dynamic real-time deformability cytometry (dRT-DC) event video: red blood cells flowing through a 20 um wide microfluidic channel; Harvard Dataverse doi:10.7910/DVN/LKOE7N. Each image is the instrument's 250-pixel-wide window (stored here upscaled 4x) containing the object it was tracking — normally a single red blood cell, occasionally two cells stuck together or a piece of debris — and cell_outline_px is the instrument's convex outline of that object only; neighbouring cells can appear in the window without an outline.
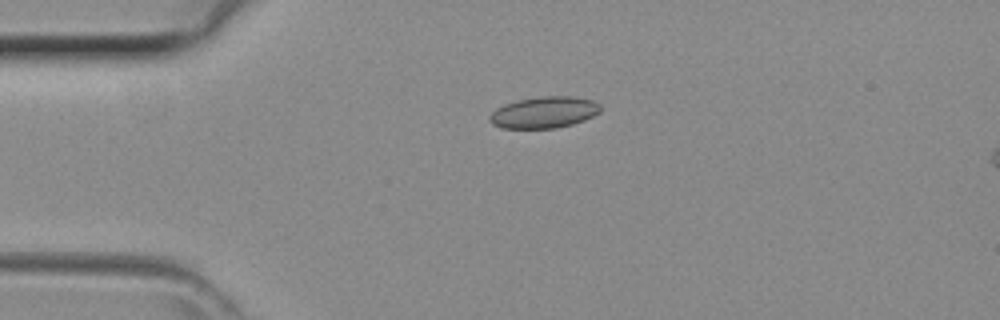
{"species": "common noctule bat (a hibernating species)", "species_latin": "Nyctalus noctula", "temperature_condition": "room temperature", "stored_images_in_passage": 32, "camera_frame_rate_fps": 3000, "um_per_image_px": 0.085, "animal": {"sex": "female", "body_mass_g": 29.2, "forearm_length_mm": 56.3}, "frame": {"image": 1, "passage_image": 1, "time_ms": 0.0, "image_size_px": [1000, 320], "cell_outline_px": [[600, 112], [584, 120], [572, 124], [556, 128], [500, 128], [492, 124], [488, 120], [488, 116], [496, 108], [504, 104], [520, 100], [540, 96], [572, 96], [592, 100], [600, 104]], "centroid_in_image_um": [46.22, 9.55], "position_along_channel_um": 38.8, "area_um2": 20.35}}
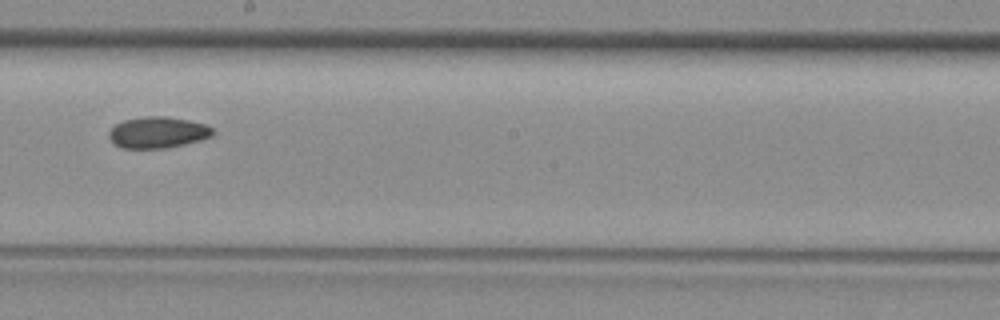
{"frame": {"image": 2, "passage_image": 15, "time_ms": 4.667, "image_size_px": [1000, 320], "cell_outline_px": [[216, 132], [212, 136], [200, 140], [184, 144], [164, 148], [120, 148], [108, 136], [108, 132], [116, 124], [124, 120], [144, 116], [168, 116], [188, 120], [204, 124], [212, 128]], "centroid_in_image_um": [13.42, 11.25], "position_along_channel_um": 234.8, "area_um2": 18.9}}
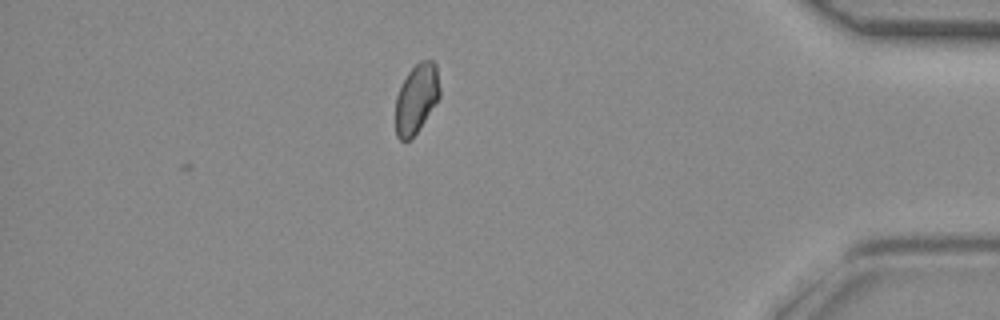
{"frame": {"image": 3, "passage_image": 28, "time_ms": 9.0, "image_size_px": [1000, 320], "cell_outline_px": [[440, 96], [420, 128], [408, 140], [400, 140], [396, 136], [396, 96], [408, 72], [420, 60], [432, 60], [436, 64], [440, 88]], "centroid_in_image_um": [35.41, 8.36], "position_along_channel_um": 399.8, "area_um2": 17.69}}